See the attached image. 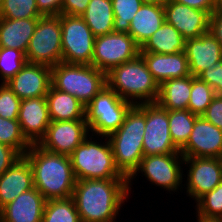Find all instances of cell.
I'll return each instance as SVG.
<instances>
[{"label": "cell", "instance_id": "cell-1", "mask_svg": "<svg viewBox=\"0 0 222 222\" xmlns=\"http://www.w3.org/2000/svg\"><path fill=\"white\" fill-rule=\"evenodd\" d=\"M129 196L128 179L76 180L72 193L81 222H114Z\"/></svg>", "mask_w": 222, "mask_h": 222}, {"label": "cell", "instance_id": "cell-2", "mask_svg": "<svg viewBox=\"0 0 222 222\" xmlns=\"http://www.w3.org/2000/svg\"><path fill=\"white\" fill-rule=\"evenodd\" d=\"M24 157L32 172L34 187L45 200L72 197L76 178L68 155L53 153L31 144Z\"/></svg>", "mask_w": 222, "mask_h": 222}, {"label": "cell", "instance_id": "cell-3", "mask_svg": "<svg viewBox=\"0 0 222 222\" xmlns=\"http://www.w3.org/2000/svg\"><path fill=\"white\" fill-rule=\"evenodd\" d=\"M107 86L133 105L156 102L159 85L139 54L136 58L112 68L106 74Z\"/></svg>", "mask_w": 222, "mask_h": 222}, {"label": "cell", "instance_id": "cell-4", "mask_svg": "<svg viewBox=\"0 0 222 222\" xmlns=\"http://www.w3.org/2000/svg\"><path fill=\"white\" fill-rule=\"evenodd\" d=\"M145 124V114L136 105H133L125 115L120 128L108 136L115 165L127 179L138 169L144 157Z\"/></svg>", "mask_w": 222, "mask_h": 222}, {"label": "cell", "instance_id": "cell-5", "mask_svg": "<svg viewBox=\"0 0 222 222\" xmlns=\"http://www.w3.org/2000/svg\"><path fill=\"white\" fill-rule=\"evenodd\" d=\"M90 135L69 155L76 180L127 179L115 165L108 137L101 136L103 142L99 140L100 136H95L98 138L97 142L95 137Z\"/></svg>", "mask_w": 222, "mask_h": 222}, {"label": "cell", "instance_id": "cell-6", "mask_svg": "<svg viewBox=\"0 0 222 222\" xmlns=\"http://www.w3.org/2000/svg\"><path fill=\"white\" fill-rule=\"evenodd\" d=\"M51 85L75 96L86 106L107 86L106 73L92 65L60 62L51 67Z\"/></svg>", "mask_w": 222, "mask_h": 222}, {"label": "cell", "instance_id": "cell-7", "mask_svg": "<svg viewBox=\"0 0 222 222\" xmlns=\"http://www.w3.org/2000/svg\"><path fill=\"white\" fill-rule=\"evenodd\" d=\"M133 104L105 86L86 106L85 119L93 136H109L124 122Z\"/></svg>", "mask_w": 222, "mask_h": 222}, {"label": "cell", "instance_id": "cell-8", "mask_svg": "<svg viewBox=\"0 0 222 222\" xmlns=\"http://www.w3.org/2000/svg\"><path fill=\"white\" fill-rule=\"evenodd\" d=\"M25 55L29 63L50 67L62 62L61 14L39 18Z\"/></svg>", "mask_w": 222, "mask_h": 222}, {"label": "cell", "instance_id": "cell-9", "mask_svg": "<svg viewBox=\"0 0 222 222\" xmlns=\"http://www.w3.org/2000/svg\"><path fill=\"white\" fill-rule=\"evenodd\" d=\"M183 161L184 157L181 153H170L164 155L144 156L140 162L138 169L128 179V191L131 193L133 179L141 173V177L145 176L151 184L164 188L168 192H177L183 184ZM182 165V166H181ZM181 184V185H180ZM181 187V188H179Z\"/></svg>", "mask_w": 222, "mask_h": 222}, {"label": "cell", "instance_id": "cell-10", "mask_svg": "<svg viewBox=\"0 0 222 222\" xmlns=\"http://www.w3.org/2000/svg\"><path fill=\"white\" fill-rule=\"evenodd\" d=\"M62 62L91 65L95 36L81 16L61 14Z\"/></svg>", "mask_w": 222, "mask_h": 222}, {"label": "cell", "instance_id": "cell-11", "mask_svg": "<svg viewBox=\"0 0 222 222\" xmlns=\"http://www.w3.org/2000/svg\"><path fill=\"white\" fill-rule=\"evenodd\" d=\"M140 46L129 33L111 32L95 37L91 65L106 74L114 67L136 58Z\"/></svg>", "mask_w": 222, "mask_h": 222}, {"label": "cell", "instance_id": "cell-12", "mask_svg": "<svg viewBox=\"0 0 222 222\" xmlns=\"http://www.w3.org/2000/svg\"><path fill=\"white\" fill-rule=\"evenodd\" d=\"M146 116L145 132L143 136L144 156L180 153L174 145L168 121V110L156 102L136 105Z\"/></svg>", "mask_w": 222, "mask_h": 222}, {"label": "cell", "instance_id": "cell-13", "mask_svg": "<svg viewBox=\"0 0 222 222\" xmlns=\"http://www.w3.org/2000/svg\"><path fill=\"white\" fill-rule=\"evenodd\" d=\"M183 164L188 167L184 184L187 197L195 202L222 182V158L184 157Z\"/></svg>", "mask_w": 222, "mask_h": 222}, {"label": "cell", "instance_id": "cell-14", "mask_svg": "<svg viewBox=\"0 0 222 222\" xmlns=\"http://www.w3.org/2000/svg\"><path fill=\"white\" fill-rule=\"evenodd\" d=\"M89 135L86 120L51 121L38 145L47 151L69 156Z\"/></svg>", "mask_w": 222, "mask_h": 222}, {"label": "cell", "instance_id": "cell-15", "mask_svg": "<svg viewBox=\"0 0 222 222\" xmlns=\"http://www.w3.org/2000/svg\"><path fill=\"white\" fill-rule=\"evenodd\" d=\"M180 153L183 157L222 158V130L198 116Z\"/></svg>", "mask_w": 222, "mask_h": 222}, {"label": "cell", "instance_id": "cell-16", "mask_svg": "<svg viewBox=\"0 0 222 222\" xmlns=\"http://www.w3.org/2000/svg\"><path fill=\"white\" fill-rule=\"evenodd\" d=\"M164 12L165 21L174 26L185 40L209 31L210 15L206 11L168 0L164 4Z\"/></svg>", "mask_w": 222, "mask_h": 222}, {"label": "cell", "instance_id": "cell-17", "mask_svg": "<svg viewBox=\"0 0 222 222\" xmlns=\"http://www.w3.org/2000/svg\"><path fill=\"white\" fill-rule=\"evenodd\" d=\"M6 84L21 100L45 97L51 86V67L26 62Z\"/></svg>", "mask_w": 222, "mask_h": 222}, {"label": "cell", "instance_id": "cell-18", "mask_svg": "<svg viewBox=\"0 0 222 222\" xmlns=\"http://www.w3.org/2000/svg\"><path fill=\"white\" fill-rule=\"evenodd\" d=\"M23 136L30 144H38L45 136L51 120L45 97L23 99L18 114Z\"/></svg>", "mask_w": 222, "mask_h": 222}, {"label": "cell", "instance_id": "cell-19", "mask_svg": "<svg viewBox=\"0 0 222 222\" xmlns=\"http://www.w3.org/2000/svg\"><path fill=\"white\" fill-rule=\"evenodd\" d=\"M184 52L190 74L194 77H198L209 66L222 60V45L209 31L200 37L187 39Z\"/></svg>", "mask_w": 222, "mask_h": 222}, {"label": "cell", "instance_id": "cell-20", "mask_svg": "<svg viewBox=\"0 0 222 222\" xmlns=\"http://www.w3.org/2000/svg\"><path fill=\"white\" fill-rule=\"evenodd\" d=\"M44 196L34 187L0 209V222H42Z\"/></svg>", "mask_w": 222, "mask_h": 222}, {"label": "cell", "instance_id": "cell-21", "mask_svg": "<svg viewBox=\"0 0 222 222\" xmlns=\"http://www.w3.org/2000/svg\"><path fill=\"white\" fill-rule=\"evenodd\" d=\"M32 188L33 172L28 160L22 156L0 175V209Z\"/></svg>", "mask_w": 222, "mask_h": 222}, {"label": "cell", "instance_id": "cell-22", "mask_svg": "<svg viewBox=\"0 0 222 222\" xmlns=\"http://www.w3.org/2000/svg\"><path fill=\"white\" fill-rule=\"evenodd\" d=\"M140 55L158 85L169 79L191 75L184 51L175 54L140 53Z\"/></svg>", "mask_w": 222, "mask_h": 222}, {"label": "cell", "instance_id": "cell-23", "mask_svg": "<svg viewBox=\"0 0 222 222\" xmlns=\"http://www.w3.org/2000/svg\"><path fill=\"white\" fill-rule=\"evenodd\" d=\"M39 18H0V48L21 50L26 54Z\"/></svg>", "mask_w": 222, "mask_h": 222}, {"label": "cell", "instance_id": "cell-24", "mask_svg": "<svg viewBox=\"0 0 222 222\" xmlns=\"http://www.w3.org/2000/svg\"><path fill=\"white\" fill-rule=\"evenodd\" d=\"M164 5L143 3L130 22L129 34L141 47L164 23Z\"/></svg>", "mask_w": 222, "mask_h": 222}, {"label": "cell", "instance_id": "cell-25", "mask_svg": "<svg viewBox=\"0 0 222 222\" xmlns=\"http://www.w3.org/2000/svg\"><path fill=\"white\" fill-rule=\"evenodd\" d=\"M46 101L51 121L86 120L85 105L69 93L57 90L51 85Z\"/></svg>", "mask_w": 222, "mask_h": 222}, {"label": "cell", "instance_id": "cell-26", "mask_svg": "<svg viewBox=\"0 0 222 222\" xmlns=\"http://www.w3.org/2000/svg\"><path fill=\"white\" fill-rule=\"evenodd\" d=\"M192 75L169 79L159 85L156 103L166 110L188 109Z\"/></svg>", "mask_w": 222, "mask_h": 222}, {"label": "cell", "instance_id": "cell-27", "mask_svg": "<svg viewBox=\"0 0 222 222\" xmlns=\"http://www.w3.org/2000/svg\"><path fill=\"white\" fill-rule=\"evenodd\" d=\"M186 40L171 24L164 21L160 28L140 47V53L175 54L185 50Z\"/></svg>", "mask_w": 222, "mask_h": 222}, {"label": "cell", "instance_id": "cell-28", "mask_svg": "<svg viewBox=\"0 0 222 222\" xmlns=\"http://www.w3.org/2000/svg\"><path fill=\"white\" fill-rule=\"evenodd\" d=\"M81 17L95 37L114 31L112 0H90L86 11Z\"/></svg>", "mask_w": 222, "mask_h": 222}, {"label": "cell", "instance_id": "cell-29", "mask_svg": "<svg viewBox=\"0 0 222 222\" xmlns=\"http://www.w3.org/2000/svg\"><path fill=\"white\" fill-rule=\"evenodd\" d=\"M197 117L188 109L168 110L170 136L179 150L187 143Z\"/></svg>", "mask_w": 222, "mask_h": 222}, {"label": "cell", "instance_id": "cell-30", "mask_svg": "<svg viewBox=\"0 0 222 222\" xmlns=\"http://www.w3.org/2000/svg\"><path fill=\"white\" fill-rule=\"evenodd\" d=\"M42 222H81L72 197L45 202Z\"/></svg>", "mask_w": 222, "mask_h": 222}, {"label": "cell", "instance_id": "cell-31", "mask_svg": "<svg viewBox=\"0 0 222 222\" xmlns=\"http://www.w3.org/2000/svg\"><path fill=\"white\" fill-rule=\"evenodd\" d=\"M0 143L16 150L24 156L31 144L23 136L18 120H10L0 116Z\"/></svg>", "mask_w": 222, "mask_h": 222}, {"label": "cell", "instance_id": "cell-32", "mask_svg": "<svg viewBox=\"0 0 222 222\" xmlns=\"http://www.w3.org/2000/svg\"><path fill=\"white\" fill-rule=\"evenodd\" d=\"M43 16L36 0H0V18L25 19Z\"/></svg>", "mask_w": 222, "mask_h": 222}, {"label": "cell", "instance_id": "cell-33", "mask_svg": "<svg viewBox=\"0 0 222 222\" xmlns=\"http://www.w3.org/2000/svg\"><path fill=\"white\" fill-rule=\"evenodd\" d=\"M142 4V0H112L114 32L128 33L130 22Z\"/></svg>", "mask_w": 222, "mask_h": 222}, {"label": "cell", "instance_id": "cell-34", "mask_svg": "<svg viewBox=\"0 0 222 222\" xmlns=\"http://www.w3.org/2000/svg\"><path fill=\"white\" fill-rule=\"evenodd\" d=\"M216 96L215 91L199 77L192 76V88L189 98L188 110L201 116Z\"/></svg>", "mask_w": 222, "mask_h": 222}, {"label": "cell", "instance_id": "cell-35", "mask_svg": "<svg viewBox=\"0 0 222 222\" xmlns=\"http://www.w3.org/2000/svg\"><path fill=\"white\" fill-rule=\"evenodd\" d=\"M26 55L21 50L0 48V81L6 83L26 64Z\"/></svg>", "mask_w": 222, "mask_h": 222}, {"label": "cell", "instance_id": "cell-36", "mask_svg": "<svg viewBox=\"0 0 222 222\" xmlns=\"http://www.w3.org/2000/svg\"><path fill=\"white\" fill-rule=\"evenodd\" d=\"M195 203L197 216L222 219V182Z\"/></svg>", "mask_w": 222, "mask_h": 222}, {"label": "cell", "instance_id": "cell-37", "mask_svg": "<svg viewBox=\"0 0 222 222\" xmlns=\"http://www.w3.org/2000/svg\"><path fill=\"white\" fill-rule=\"evenodd\" d=\"M21 99L6 83H0V116L10 120H18Z\"/></svg>", "mask_w": 222, "mask_h": 222}, {"label": "cell", "instance_id": "cell-38", "mask_svg": "<svg viewBox=\"0 0 222 222\" xmlns=\"http://www.w3.org/2000/svg\"><path fill=\"white\" fill-rule=\"evenodd\" d=\"M198 77L212 87L216 95H222V60L209 66Z\"/></svg>", "mask_w": 222, "mask_h": 222}, {"label": "cell", "instance_id": "cell-39", "mask_svg": "<svg viewBox=\"0 0 222 222\" xmlns=\"http://www.w3.org/2000/svg\"><path fill=\"white\" fill-rule=\"evenodd\" d=\"M201 116L222 130V95H216Z\"/></svg>", "mask_w": 222, "mask_h": 222}, {"label": "cell", "instance_id": "cell-40", "mask_svg": "<svg viewBox=\"0 0 222 222\" xmlns=\"http://www.w3.org/2000/svg\"><path fill=\"white\" fill-rule=\"evenodd\" d=\"M22 156L13 148L0 143V175L8 170Z\"/></svg>", "mask_w": 222, "mask_h": 222}, {"label": "cell", "instance_id": "cell-41", "mask_svg": "<svg viewBox=\"0 0 222 222\" xmlns=\"http://www.w3.org/2000/svg\"><path fill=\"white\" fill-rule=\"evenodd\" d=\"M90 0H63L61 14L81 16L87 9Z\"/></svg>", "mask_w": 222, "mask_h": 222}, {"label": "cell", "instance_id": "cell-42", "mask_svg": "<svg viewBox=\"0 0 222 222\" xmlns=\"http://www.w3.org/2000/svg\"><path fill=\"white\" fill-rule=\"evenodd\" d=\"M38 11L43 15H60L63 0H36Z\"/></svg>", "mask_w": 222, "mask_h": 222}, {"label": "cell", "instance_id": "cell-43", "mask_svg": "<svg viewBox=\"0 0 222 222\" xmlns=\"http://www.w3.org/2000/svg\"><path fill=\"white\" fill-rule=\"evenodd\" d=\"M178 3L187 5L191 8L206 11L209 15L212 14L215 6V0H172Z\"/></svg>", "mask_w": 222, "mask_h": 222}, {"label": "cell", "instance_id": "cell-44", "mask_svg": "<svg viewBox=\"0 0 222 222\" xmlns=\"http://www.w3.org/2000/svg\"><path fill=\"white\" fill-rule=\"evenodd\" d=\"M209 32L222 45V14L212 12L209 20Z\"/></svg>", "mask_w": 222, "mask_h": 222}, {"label": "cell", "instance_id": "cell-45", "mask_svg": "<svg viewBox=\"0 0 222 222\" xmlns=\"http://www.w3.org/2000/svg\"><path fill=\"white\" fill-rule=\"evenodd\" d=\"M213 12L222 14V0H215V6Z\"/></svg>", "mask_w": 222, "mask_h": 222}, {"label": "cell", "instance_id": "cell-46", "mask_svg": "<svg viewBox=\"0 0 222 222\" xmlns=\"http://www.w3.org/2000/svg\"><path fill=\"white\" fill-rule=\"evenodd\" d=\"M143 3L164 5L168 0H142Z\"/></svg>", "mask_w": 222, "mask_h": 222}]
</instances>
